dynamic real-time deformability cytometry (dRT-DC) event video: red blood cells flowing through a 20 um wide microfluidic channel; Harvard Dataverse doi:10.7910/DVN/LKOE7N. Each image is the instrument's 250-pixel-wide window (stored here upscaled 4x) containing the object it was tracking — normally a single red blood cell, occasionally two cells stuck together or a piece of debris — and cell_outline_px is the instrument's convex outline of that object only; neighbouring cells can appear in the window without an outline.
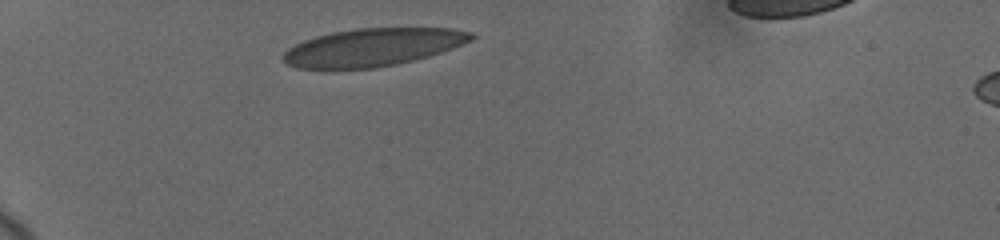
{"species": "human", "species_latin": "Homo sapiens", "temperature_condition": "cold", "stored_images_in_passage": 4, "camera_frame_rate_fps": 3000, "um_per_image_px": 0.085, "donor": {"sex": "female"}, "frame": {"image": 1, "passage_image": 1, "time_ms": 0.0, "image_size_px": [1000, 240], "cell_outline_px": [[476, 36], [472, 40], [452, 48], [428, 56], [396, 64], [372, 68], [296, 68], [288, 64], [280, 56], [288, 48], [304, 40], [316, 36], [332, 32], [356, 28], [452, 28], [472, 32]], "centroid_in_image_um": [31.68, 4.0], "position_along_channel_um": 53.3, "area_um2": 41.15}}
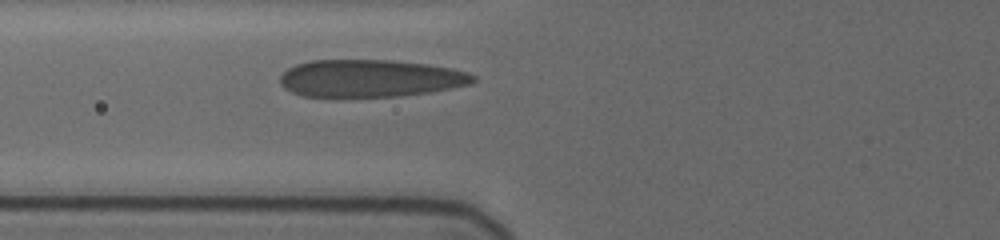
{"frame": {"image": 2, "passage_image": 4, "time_ms": 2.0, "image_size_px": [1000, 240], "cell_outline_px": [[476, 80], [472, 84], [428, 92], [396, 96], [340, 100], [304, 96], [292, 92], [284, 88], [280, 84], [280, 76], [288, 68], [296, 64], [308, 60], [388, 60], [428, 64], [452, 68], [468, 72], [476, 76]], "centroid_in_image_um": [31.41, 6.69], "position_along_channel_um": 94.4, "area_um2": 43.29}}